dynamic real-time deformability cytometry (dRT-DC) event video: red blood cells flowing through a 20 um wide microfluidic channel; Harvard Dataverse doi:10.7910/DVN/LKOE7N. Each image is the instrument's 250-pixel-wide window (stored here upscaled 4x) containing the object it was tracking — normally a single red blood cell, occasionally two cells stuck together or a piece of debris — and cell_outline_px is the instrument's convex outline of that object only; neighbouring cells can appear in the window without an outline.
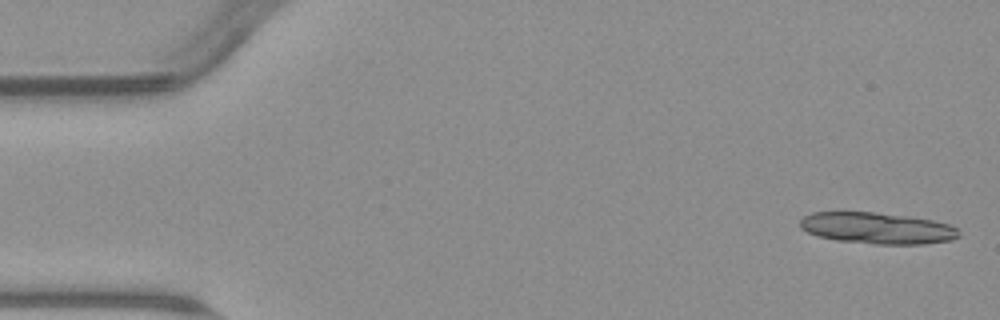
{"species": "common noctule bat (a hibernating species)", "species_latin": "Nyctalus noctula", "temperature_condition": "warm", "stored_images_in_passage": 5, "camera_frame_rate_fps": 3000, "um_per_image_px": 0.085, "animal": {"sex": "male", "body_mass_g": 23.1, "forearm_length_mm": 52.7}, "frame": {"image": 1, "passage_image": 1, "time_ms": 0.0, "image_size_px": [1000, 320], "cell_outline_px": [[960, 236], [952, 240], [924, 244], [876, 244], [836, 240], [816, 236], [800, 228], [800, 220], [804, 216], [812, 212], [876, 212], [908, 216], [932, 220], [948, 224], [956, 228], [960, 232]], "centroid_in_image_um": [74.56, 19.39], "position_along_channel_um": 10.4, "area_um2": 29.13}}